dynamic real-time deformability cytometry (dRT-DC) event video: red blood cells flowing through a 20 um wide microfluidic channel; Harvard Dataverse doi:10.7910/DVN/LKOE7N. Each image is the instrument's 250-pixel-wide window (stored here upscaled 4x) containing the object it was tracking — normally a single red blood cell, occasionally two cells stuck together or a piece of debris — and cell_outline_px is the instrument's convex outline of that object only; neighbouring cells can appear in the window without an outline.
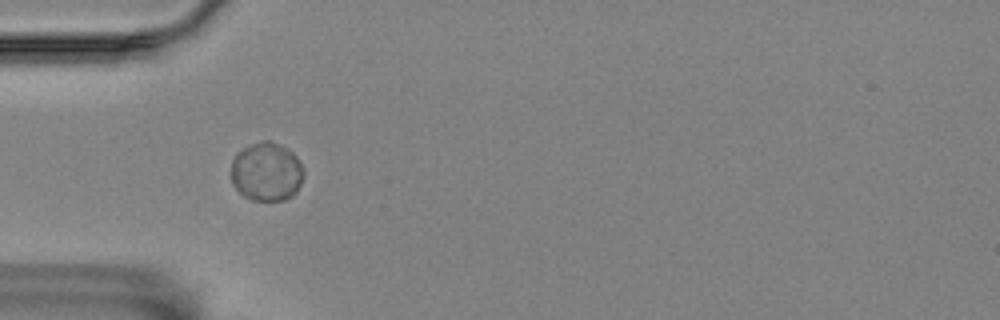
{"species": "Egyptian fruit bat (a non-hibernating species)", "species_latin": "Rousettus aegyptiacus", "temperature_condition": "room temperature", "stored_images_in_passage": 2, "camera_frame_rate_fps": 3000, "um_per_image_px": 0.085, "animal": {"sex": "female"}, "frame": {"image": 1, "passage_image": 1, "time_ms": 0.0, "image_size_px": [1000, 320], "cell_outline_px": [[304, 176], [296, 192], [292, 196], [284, 200], [252, 200], [244, 196], [232, 184], [232, 160], [236, 152], [248, 144], [260, 140], [268, 140], [292, 152], [300, 160], [304, 168]], "centroid_in_image_um": [22.65, 14.59], "position_along_channel_um": 62.3, "area_um2": 25.03}}
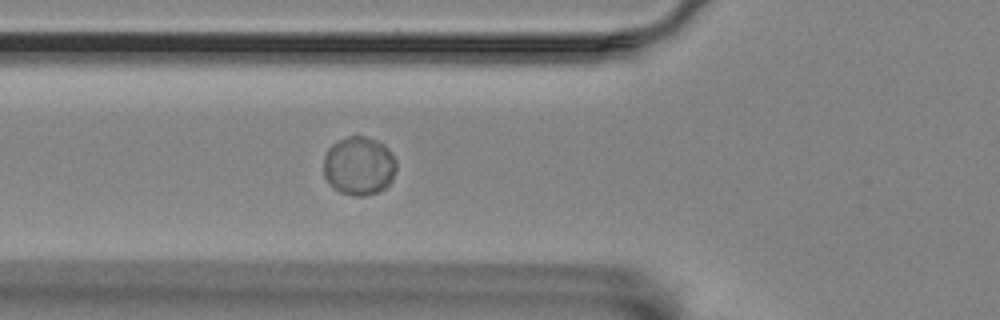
{"frame": {"image": 2, "passage_image": 2, "time_ms": 1.0, "image_size_px": [1000, 320], "cell_outline_px": [[396, 168], [392, 180], [380, 192], [364, 196], [352, 196], [340, 192], [328, 184], [324, 176], [324, 152], [332, 144], [348, 136], [364, 136], [376, 140], [384, 144], [396, 160]], "centroid_in_image_um": [30.5, 14.11], "position_along_channel_um": 95.3, "area_um2": 25.09}}